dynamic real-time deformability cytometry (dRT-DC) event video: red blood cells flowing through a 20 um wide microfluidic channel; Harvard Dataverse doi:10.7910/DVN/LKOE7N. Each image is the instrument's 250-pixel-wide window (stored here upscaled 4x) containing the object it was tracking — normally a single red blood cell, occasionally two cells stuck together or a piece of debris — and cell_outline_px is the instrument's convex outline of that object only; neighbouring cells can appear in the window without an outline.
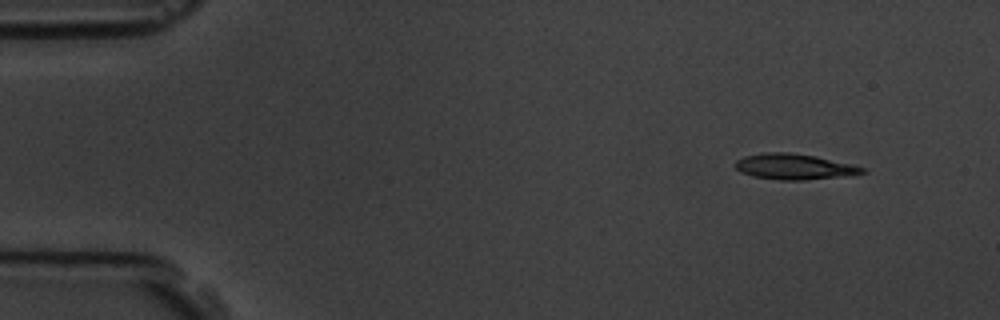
{"species": "common noctule bat (a hibernating species)", "species_latin": "Nyctalus noctula", "temperature_condition": "room temperature", "stored_images_in_passage": 4, "camera_frame_rate_fps": 3000, "um_per_image_px": 0.085, "animal": {"sex": "male", "body_mass_g": 19.5, "forearm_length_mm": 54.6}, "frame": {"image": 1, "passage_image": 1, "time_ms": 0.0, "image_size_px": [1000, 320], "cell_outline_px": [[868, 172], [852, 176], [804, 180], [780, 180], [752, 176], [740, 172], [732, 164], [736, 160], [744, 156], [764, 152], [788, 152], [816, 156], [852, 164], [864, 168]], "centroid_in_image_um": [67.52, 14.17], "position_along_channel_um": 17.5, "area_um2": 19.36}}
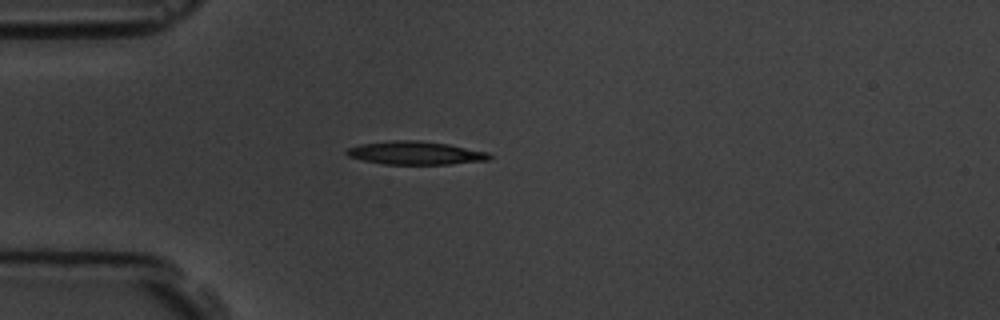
{"frame": {"image": 2, "passage_image": 4, "time_ms": 3.333, "image_size_px": [1000, 320], "cell_outline_px": [[492, 156], [488, 160], [452, 164], [384, 164], [364, 160], [348, 156], [344, 152], [348, 148], [360, 144], [392, 140], [416, 140], [448, 144], [488, 152]], "centroid_in_image_um": [35.31, 13.0], "position_along_channel_um": 49.7, "area_um2": 19.25}}